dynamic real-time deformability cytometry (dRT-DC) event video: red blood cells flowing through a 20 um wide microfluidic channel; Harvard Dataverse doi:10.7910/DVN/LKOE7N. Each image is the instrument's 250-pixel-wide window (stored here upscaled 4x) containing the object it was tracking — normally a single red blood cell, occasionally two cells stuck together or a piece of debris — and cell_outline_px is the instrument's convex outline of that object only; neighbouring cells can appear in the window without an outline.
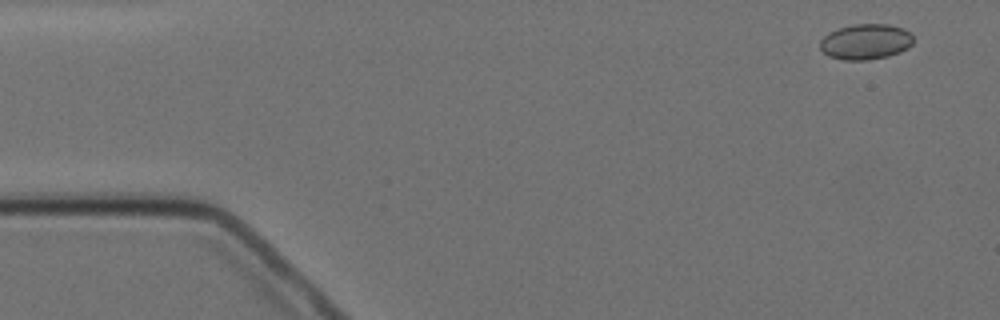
{"species": "Egyptian fruit bat (a non-hibernating species)", "species_latin": "Rousettus aegyptiacus", "temperature_condition": "cold", "stored_images_in_passage": 5, "camera_frame_rate_fps": 3000, "um_per_image_px": 0.085, "animal": {"sex": "female"}, "frame": {"image": 1, "passage_image": 1, "time_ms": 0.0, "image_size_px": [1000, 320], "cell_outline_px": [[912, 44], [908, 48], [900, 52], [888, 56], [868, 60], [844, 60], [828, 56], [820, 48], [820, 40], [828, 32], [852, 24], [888, 24], [904, 28], [912, 32]], "centroid_in_image_um": [73.59, 3.54], "position_along_channel_um": 11.4, "area_um2": 19.48}}
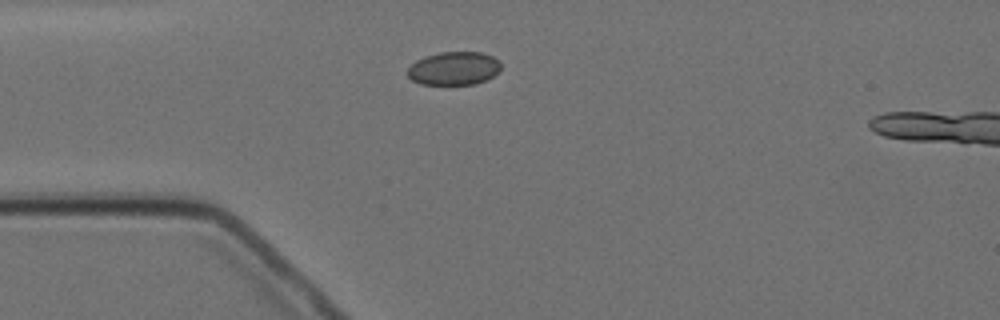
{"frame": {"image": 2, "passage_image": 4, "time_ms": 3.667, "image_size_px": [1000, 320], "cell_outline_px": [[500, 72], [476, 84], [420, 84], [412, 80], [404, 72], [416, 60], [424, 56], [440, 52], [480, 52], [492, 56], [500, 60]], "centroid_in_image_um": [38.56, 5.81], "position_along_channel_um": 46.4, "area_um2": 18.26}}